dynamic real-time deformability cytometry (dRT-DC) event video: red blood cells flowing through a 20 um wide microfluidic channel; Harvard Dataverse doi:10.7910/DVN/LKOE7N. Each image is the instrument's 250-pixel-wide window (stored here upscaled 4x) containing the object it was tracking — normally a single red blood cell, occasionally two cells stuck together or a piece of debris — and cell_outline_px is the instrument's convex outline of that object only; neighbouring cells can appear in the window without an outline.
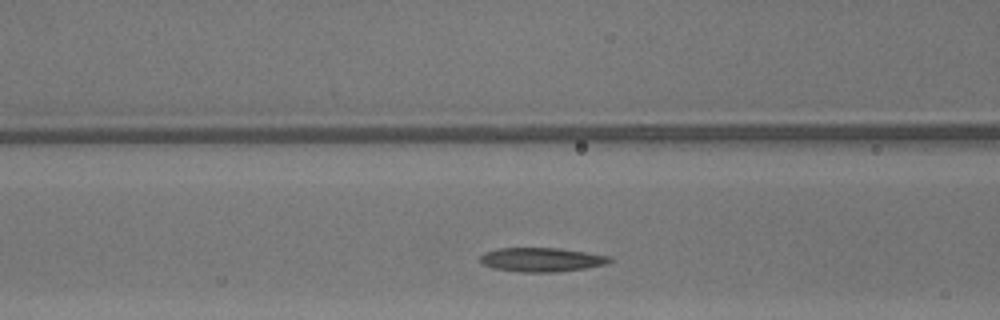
{"species": "common noctule bat (a hibernating species)", "species_latin": "Nyctalus noctula", "temperature_condition": "warm", "stored_images_in_passage": 24, "camera_frame_rate_fps": 3000, "um_per_image_px": 0.085, "animal": {"sex": "male", "body_mass_g": 13.3}, "frame": {"image": 1, "passage_image": 7, "time_ms": 2.0, "image_size_px": [1000, 320], "cell_outline_px": [[612, 260], [608, 264], [584, 268], [556, 272], [520, 272], [492, 268], [480, 264], [476, 260], [484, 252], [500, 248], [560, 248], [612, 256]], "centroid_in_image_um": [45.99, 22.07], "position_along_channel_um": 120.6, "area_um2": 18.44}}
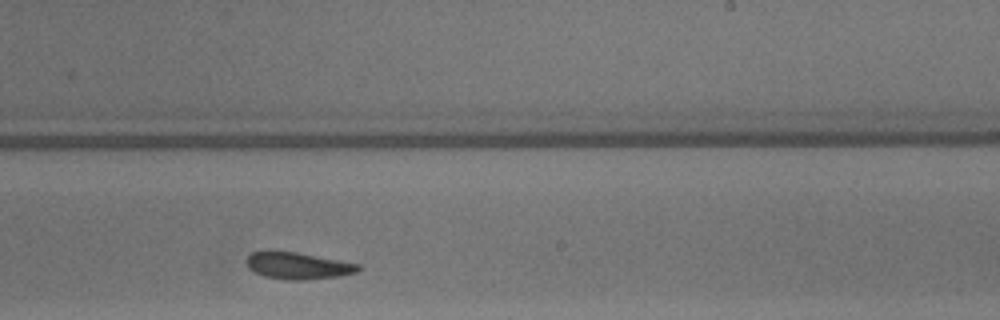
{"frame": {"image": 2, "passage_image": 17, "time_ms": 5.333, "image_size_px": [1000, 320], "cell_outline_px": [[364, 268], [356, 272], [340, 276], [304, 280], [284, 280], [264, 276], [248, 268], [244, 260], [252, 252], [268, 248], [296, 252], [360, 264]], "centroid_in_image_um": [25.27, 22.56], "position_along_channel_um": 263.7, "area_um2": 18.03}}
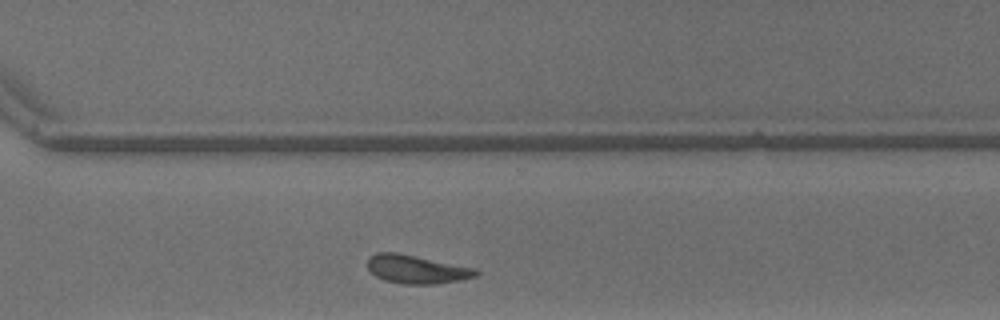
{"frame": {"image": 3, "passage_image": 22, "time_ms": 7.0, "image_size_px": [1000, 320], "cell_outline_px": [[480, 272], [476, 276], [460, 280], [436, 284], [400, 284], [384, 280], [376, 276], [368, 268], [368, 260], [376, 252], [396, 252], [476, 268]], "centroid_in_image_um": [35.43, 22.89], "position_along_channel_um": 335.2, "area_um2": 17.92}}